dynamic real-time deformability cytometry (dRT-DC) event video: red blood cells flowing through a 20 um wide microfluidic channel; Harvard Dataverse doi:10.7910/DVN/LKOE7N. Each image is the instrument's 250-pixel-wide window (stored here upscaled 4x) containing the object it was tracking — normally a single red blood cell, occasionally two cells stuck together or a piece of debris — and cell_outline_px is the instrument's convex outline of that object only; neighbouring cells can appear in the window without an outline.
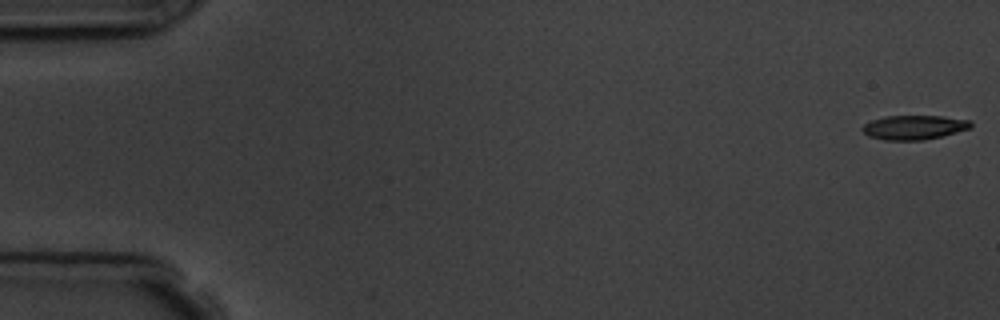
{"species": "common noctule bat (a hibernating species)", "species_latin": "Nyctalus noctula", "temperature_condition": "room temperature", "stored_images_in_passage": 6, "camera_frame_rate_fps": 3000, "um_per_image_px": 0.085, "animal": {"sex": "male", "body_mass_g": 19.5, "forearm_length_mm": 54.6}, "frame": {"image": 1, "passage_image": 1, "time_ms": 0.0, "image_size_px": [1000, 320], "cell_outline_px": [[972, 128], [924, 140], [884, 140], [868, 136], [860, 128], [864, 124], [872, 120], [884, 116], [944, 116], [972, 120]], "centroid_in_image_um": [77.7, 10.82], "position_along_channel_um": 7.3, "area_um2": 15.43}}
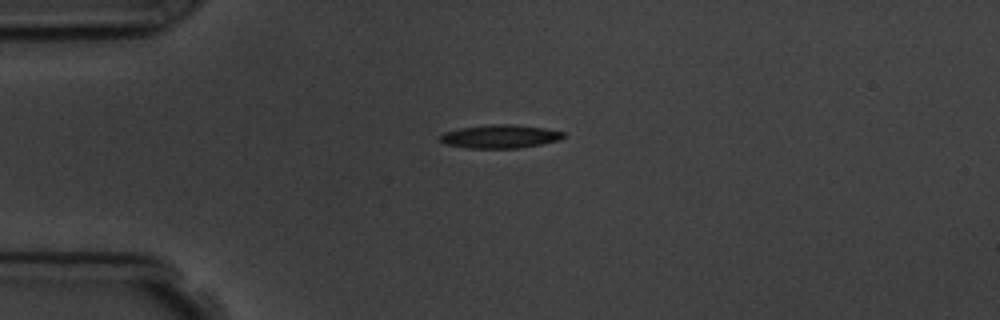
{"frame": {"image": 2, "passage_image": 5, "time_ms": 4.333, "image_size_px": [1000, 320], "cell_outline_px": [[564, 136], [560, 140], [520, 148], [464, 148], [444, 144], [440, 140], [440, 136], [444, 132], [460, 128], [492, 124], [512, 124], [544, 128], [564, 132]], "centroid_in_image_um": [42.48, 11.6], "position_along_channel_um": 42.5, "area_um2": 16.82}}